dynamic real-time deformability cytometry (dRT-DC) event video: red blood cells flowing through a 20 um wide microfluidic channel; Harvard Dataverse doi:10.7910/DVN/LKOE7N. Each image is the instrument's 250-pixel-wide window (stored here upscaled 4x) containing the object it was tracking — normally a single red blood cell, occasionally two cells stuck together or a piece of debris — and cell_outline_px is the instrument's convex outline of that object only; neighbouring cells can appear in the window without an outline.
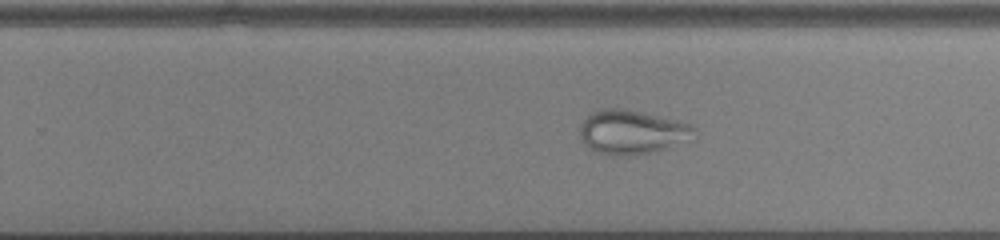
{"species": "common noctule bat (a hibernating species)", "species_latin": "Nyctalus noctula", "temperature_condition": "cold", "stored_images_in_passage": 33, "camera_frame_rate_fps": 3000, "um_per_image_px": 0.085, "animal": {"sex": "male", "body_mass_g": 13.0, "forearm_length_mm": 53.1}, "frame": {"image": 1, "passage_image": 24, "time_ms": 7.667, "image_size_px": [1000, 240], "cell_outline_px": [[696, 128], [692, 140], [656, 152], [632, 156], [620, 156], [596, 152], [584, 144], [580, 136], [580, 124], [592, 112], [604, 108], [624, 108], [676, 120], [692, 124]], "centroid_in_image_um": [53.75, 11.24], "position_along_channel_um": 276.1, "area_um2": 29.71}}